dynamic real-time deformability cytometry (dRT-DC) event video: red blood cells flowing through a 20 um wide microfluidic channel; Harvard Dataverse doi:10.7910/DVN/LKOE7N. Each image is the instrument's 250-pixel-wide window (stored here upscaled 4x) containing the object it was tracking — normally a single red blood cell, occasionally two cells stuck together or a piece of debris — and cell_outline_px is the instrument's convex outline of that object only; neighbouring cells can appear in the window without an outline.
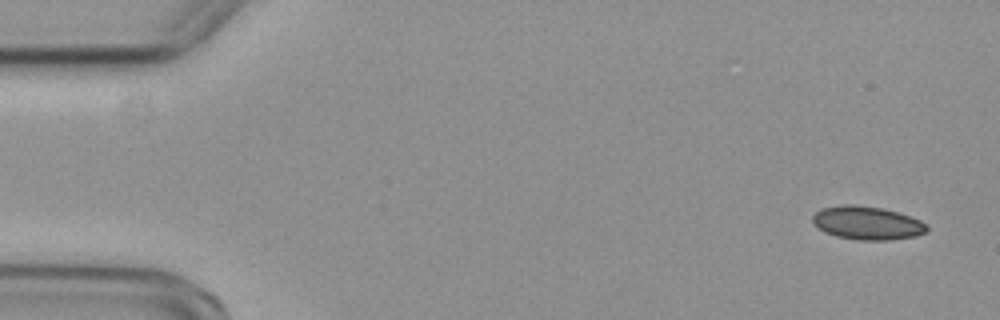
{"species": "common noctule bat (a hibernating species)", "species_latin": "Nyctalus noctula", "temperature_condition": "cold", "stored_images_in_passage": 2, "camera_frame_rate_fps": 3000, "um_per_image_px": 0.085, "animal": {"sex": "female", "body_mass_g": 29.2, "forearm_length_mm": 56.3}, "frame": {"image": 1, "passage_image": 1, "time_ms": 0.0, "image_size_px": [1000, 320], "cell_outline_px": [[928, 232], [916, 236], [888, 240], [860, 240], [836, 236], [824, 232], [812, 220], [812, 216], [816, 212], [824, 208], [848, 204], [880, 208], [896, 212], [920, 220], [928, 228]], "centroid_in_image_um": [73.72, 18.97], "position_along_channel_um": 11.3, "area_um2": 21.79}}